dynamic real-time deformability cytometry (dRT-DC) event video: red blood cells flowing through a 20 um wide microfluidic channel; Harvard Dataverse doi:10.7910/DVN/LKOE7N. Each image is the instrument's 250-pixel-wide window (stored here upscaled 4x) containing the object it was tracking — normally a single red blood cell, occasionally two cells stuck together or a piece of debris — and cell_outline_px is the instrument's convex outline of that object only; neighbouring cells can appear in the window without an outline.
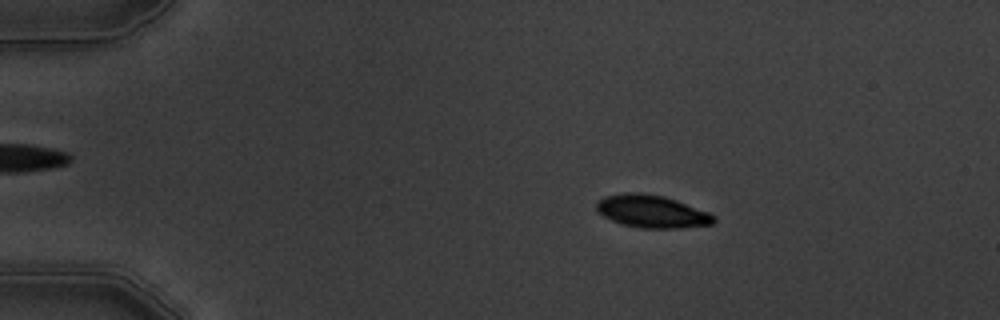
{"species": "common noctule bat (a hibernating species)", "species_latin": "Nyctalus noctula", "temperature_condition": "warm", "stored_images_in_passage": 5, "segment_of_instrument_passage": [1, 2], "camera_frame_rate_fps": 3000, "um_per_image_px": 0.085, "animal": {"sex": "male", "body_mass_g": 19.5, "forearm_length_mm": 54.6}, "frame": {"image": 1, "passage_image": 2, "time_ms": 2.0, "image_size_px": [1000, 320], "cell_outline_px": [[716, 220], [712, 224], [680, 228], [640, 228], [620, 224], [596, 212], [596, 200], [604, 196], [624, 192], [640, 192], [664, 196], [712, 212], [716, 216]], "centroid_in_image_um": [55.41, 17.96], "position_along_channel_um": 29.6, "area_um2": 22.77}}